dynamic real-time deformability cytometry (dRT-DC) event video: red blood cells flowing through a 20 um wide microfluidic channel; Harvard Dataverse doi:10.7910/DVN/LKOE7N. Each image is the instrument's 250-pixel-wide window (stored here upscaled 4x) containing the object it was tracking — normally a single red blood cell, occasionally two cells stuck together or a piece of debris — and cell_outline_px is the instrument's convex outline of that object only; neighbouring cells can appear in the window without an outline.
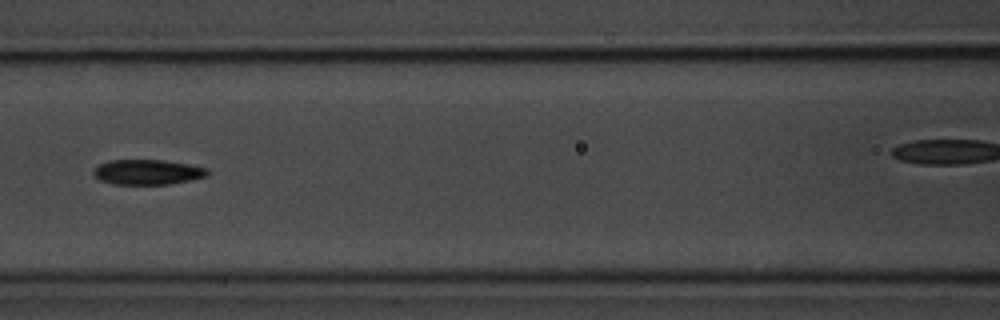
{"species": "common noctule bat (a hibernating species)", "species_latin": "Nyctalus noctula", "temperature_condition": "room temperature", "stored_images_in_passage": 16, "camera_frame_rate_fps": 3000, "um_per_image_px": 0.085, "animal": {"sex": "male", "body_mass_g": 20.1, "forearm_length_mm": 53.5}, "frame": {"image": 1, "passage_image": 7, "time_ms": 7.667, "image_size_px": [1000, 320], "cell_outline_px": [[208, 176], [168, 184], [112, 184], [100, 180], [92, 172], [100, 164], [108, 160], [164, 160], [188, 164], [208, 168]], "centroid_in_image_um": [12.54, 14.62], "position_along_channel_um": 154.1, "area_um2": 16.53}, "authors_computed_cell_mechanics": {"area_um2": 16.5308, "velocity_mm_per_s": 3.5068, "shape_relaxation_time_tau1_ms": 3.141, "shape_relaxation_time_tau2_ms": 8.4474, "deformation_change_tau1": 0.1551, "deformation_change_tau2": 0.1921}}